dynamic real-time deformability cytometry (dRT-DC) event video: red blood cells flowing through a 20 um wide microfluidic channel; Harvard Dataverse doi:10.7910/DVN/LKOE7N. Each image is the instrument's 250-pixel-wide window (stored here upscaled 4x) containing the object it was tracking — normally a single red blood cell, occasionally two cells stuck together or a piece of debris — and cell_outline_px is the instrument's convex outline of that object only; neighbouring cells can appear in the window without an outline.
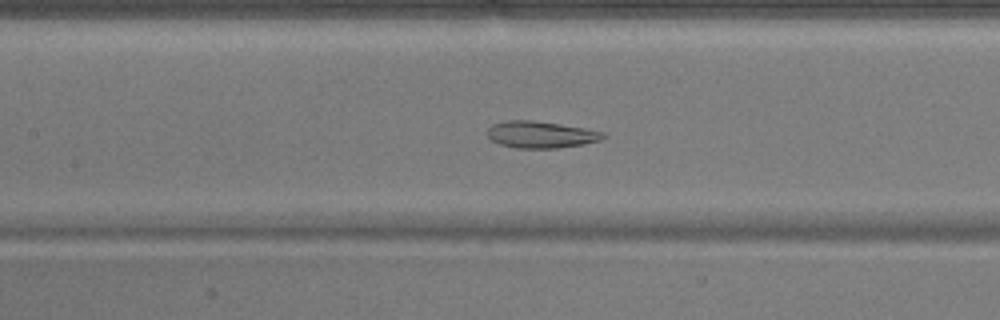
{"species": "common noctule bat (a hibernating species)", "species_latin": "Nyctalus noctula", "temperature_condition": "warm", "stored_images_in_passage": 51, "camera_frame_rate_fps": 3000, "um_per_image_px": 0.085, "animal": {"sex": "male", "body_mass_g": 17.9}, "frame": {"image": 1, "passage_image": 23, "time_ms": 7.333, "image_size_px": [1000, 320], "cell_outline_px": [[608, 136], [600, 140], [584, 144], [556, 148], [516, 148], [500, 144], [492, 140], [488, 136], [488, 128], [492, 124], [508, 120], [528, 120], [560, 124], [584, 128], [604, 132]], "centroid_in_image_um": [45.99, 11.44], "position_along_channel_um": 161.4, "area_um2": 17.98}}
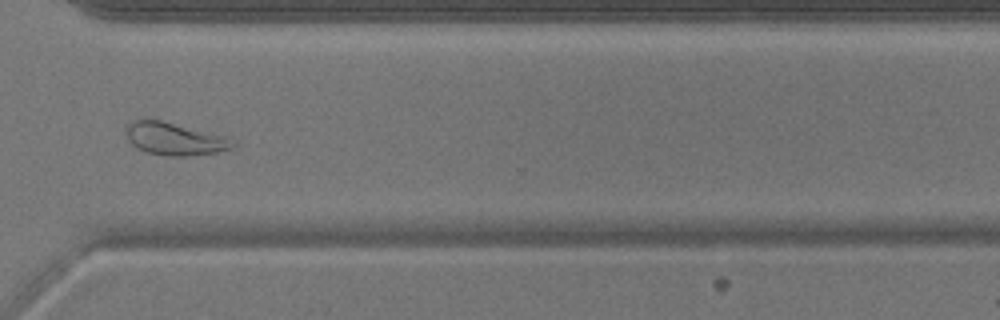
{"frame": {"image": 2, "passage_image": 38, "time_ms": 12.333, "image_size_px": [1000, 320], "cell_outline_px": [[236, 144], [232, 148], [216, 152], [184, 156], [164, 156], [148, 152], [136, 148], [132, 144], [124, 128], [132, 120], [144, 116], [232, 136], [236, 140]], "centroid_in_image_um": [14.88, 11.75], "position_along_channel_um": 355.7, "area_um2": 21.1}}
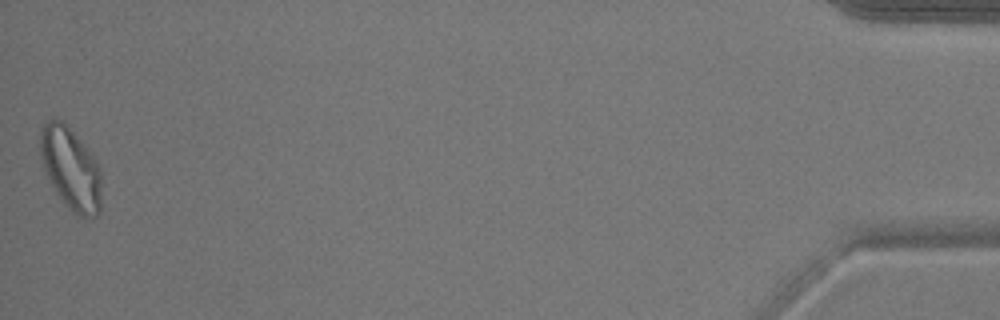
{"frame": {"image": 3, "passage_image": 51, "time_ms": 16.667, "image_size_px": [1000, 320], "cell_outline_px": [[100, 212], [96, 216], [80, 216], [72, 212], [56, 192], [44, 172], [40, 156], [40, 128], [48, 120], [56, 116], [64, 120], [92, 156], [100, 168]], "centroid_in_image_um": [5.97, 14.28], "position_along_channel_um": 429.2, "area_um2": 29.3}, "authors_computed_cell_mechanics": {"area_um2": 22.8888, "velocity_mm_per_s": 3.8901, "shape_relaxation_time_tau1_ms": 6.1173, "shape_relaxation_time_tau2_ms": 2.1136, "deformation_change_tau1": 0.1464, "deformation_change_tau2": 0.0879}}